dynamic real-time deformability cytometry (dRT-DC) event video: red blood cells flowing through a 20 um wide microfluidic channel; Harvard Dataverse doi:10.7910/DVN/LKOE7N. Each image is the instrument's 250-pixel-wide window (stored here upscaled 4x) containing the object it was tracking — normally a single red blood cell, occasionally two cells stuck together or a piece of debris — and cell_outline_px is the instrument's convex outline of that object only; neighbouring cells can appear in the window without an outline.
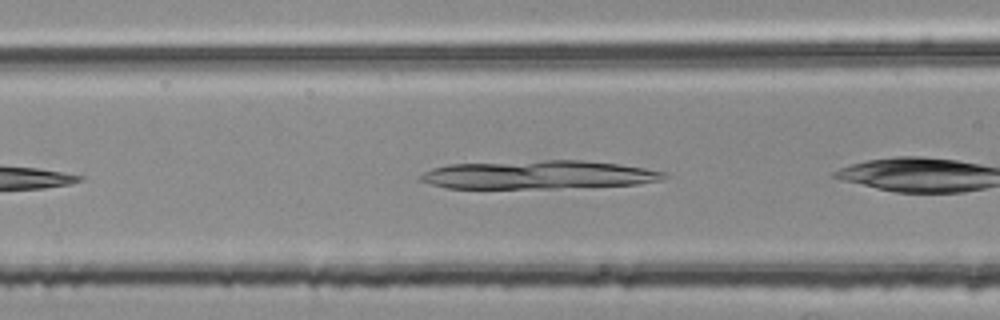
{"species": "common noctule bat (a hibernating species)", "species_latin": "Nyctalus noctula", "temperature_condition": "room temperature", "stored_images_in_passage": 8, "camera_frame_rate_fps": 3000, "um_per_image_px": 0.085, "animal": {"sex": "female", "body_mass_g": 25.1}, "frame": {"image": 1, "passage_image": 3, "time_ms": 0.667, "image_size_px": [1000, 320], "cell_outline_px": [[668, 176], [660, 180], [636, 184], [552, 188], [448, 188], [416, 180], [416, 176], [432, 168], [448, 164], [544, 160], [584, 160], [616, 164], [644, 168], [664, 172]], "centroid_in_image_um": [45.68, 14.85], "position_along_channel_um": 120.9, "area_um2": 40.23}}
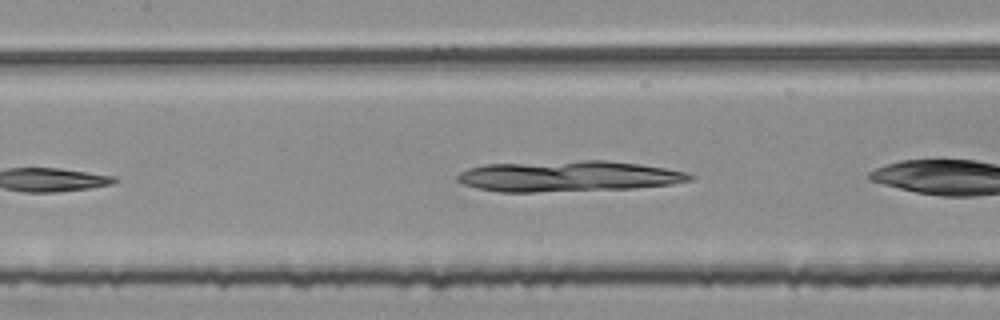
{"frame": {"image": 2, "passage_image": 6, "time_ms": 1.667, "image_size_px": [1000, 320], "cell_outline_px": [[696, 176], [692, 180], [672, 184], [632, 188], [536, 192], [500, 192], [476, 188], [464, 184], [456, 180], [456, 176], [460, 172], [468, 168], [484, 164], [580, 160], [608, 160], [640, 164], [664, 168], [684, 172]], "centroid_in_image_um": [48.28, 14.97], "position_along_channel_um": 159.1, "area_um2": 41.85}}